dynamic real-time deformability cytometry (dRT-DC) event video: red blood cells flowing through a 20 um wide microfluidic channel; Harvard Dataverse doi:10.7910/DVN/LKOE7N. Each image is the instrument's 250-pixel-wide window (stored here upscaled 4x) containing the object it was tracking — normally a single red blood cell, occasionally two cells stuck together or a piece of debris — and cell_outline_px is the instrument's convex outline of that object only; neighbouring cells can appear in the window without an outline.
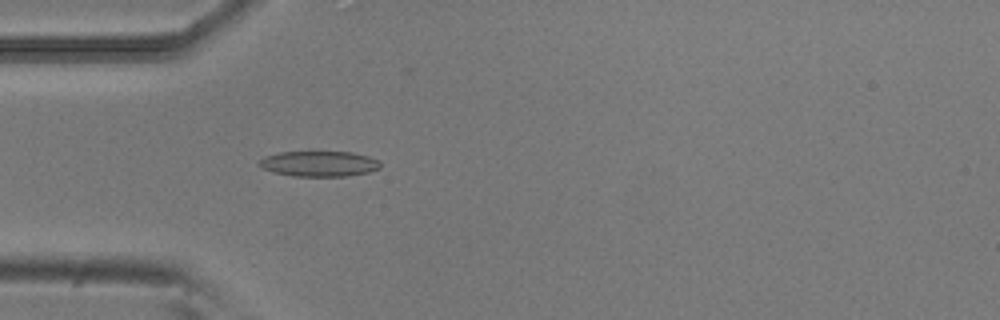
{"species": "common noctule bat (a hibernating species)", "species_latin": "Nyctalus noctula", "temperature_condition": "room temperature", "stored_images_in_passage": 31, "camera_frame_rate_fps": 3000, "um_per_image_px": 0.085, "animal": {"sex": "male", "body_mass_g": 20.5, "forearm_length_mm": 52.5}, "frame": {"image": 1, "passage_image": 6, "time_ms": 1.667, "image_size_px": [1000, 320], "cell_outline_px": [[380, 168], [368, 172], [348, 176], [292, 176], [272, 172], [256, 164], [264, 156], [280, 152], [352, 152], [368, 156], [380, 160]], "centroid_in_image_um": [27.12, 13.92], "position_along_channel_um": 57.9, "area_um2": 18.03}}
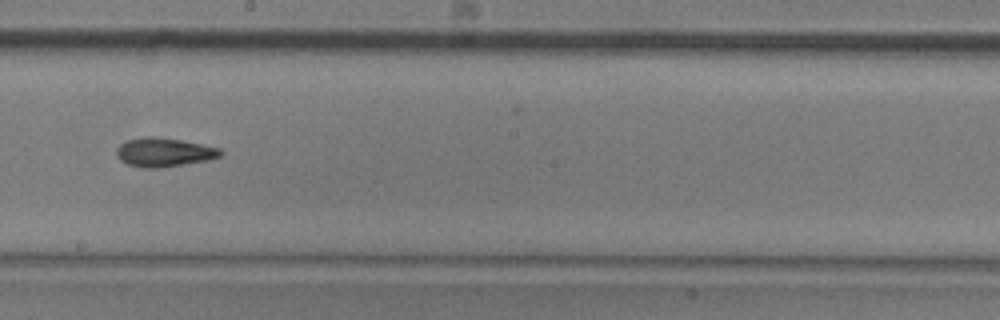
{"frame": {"image": 2, "passage_image": 20, "time_ms": 6.333, "image_size_px": [1000, 320], "cell_outline_px": [[224, 152], [220, 156], [208, 160], [160, 168], [140, 168], [128, 164], [120, 160], [116, 156], [116, 148], [120, 144], [128, 140], [144, 136], [156, 136], [180, 140], [220, 148]], "centroid_in_image_um": [13.91, 12.94], "position_along_channel_um": 234.3, "area_um2": 17.57}}
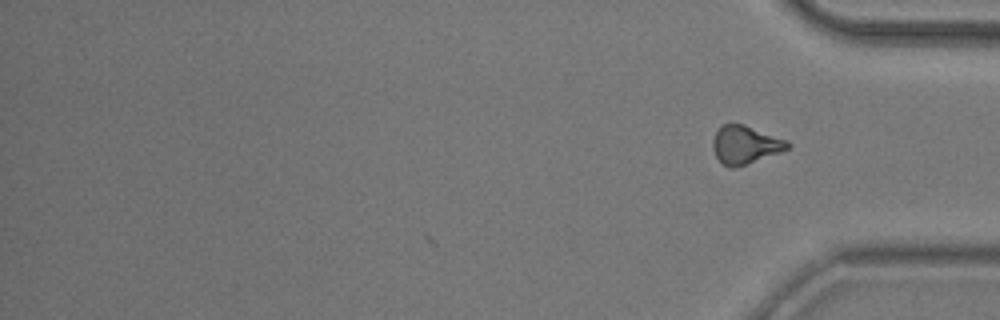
{"frame": {"image": 3, "passage_image": 31, "time_ms": 10.0, "image_size_px": [1000, 320], "cell_outline_px": [[792, 144], [788, 148], [780, 152], [732, 168], [728, 168], [716, 156], [712, 148], [712, 140], [720, 124], [744, 124], [788, 140]], "centroid_in_image_um": [63.33, 12.28], "position_along_channel_um": 371.9, "area_um2": 16.47}, "authors_computed_cell_mechanics": {"area_um2": 16.9932, "velocity_mm_per_s": 3.8161, "shape_relaxation_time_tau1_ms": 6.8625, "shape_relaxation_time_tau2_ms": 3.5452, "deformation_change_tau1": 0.1594, "deformation_change_tau2": 0.1123}}